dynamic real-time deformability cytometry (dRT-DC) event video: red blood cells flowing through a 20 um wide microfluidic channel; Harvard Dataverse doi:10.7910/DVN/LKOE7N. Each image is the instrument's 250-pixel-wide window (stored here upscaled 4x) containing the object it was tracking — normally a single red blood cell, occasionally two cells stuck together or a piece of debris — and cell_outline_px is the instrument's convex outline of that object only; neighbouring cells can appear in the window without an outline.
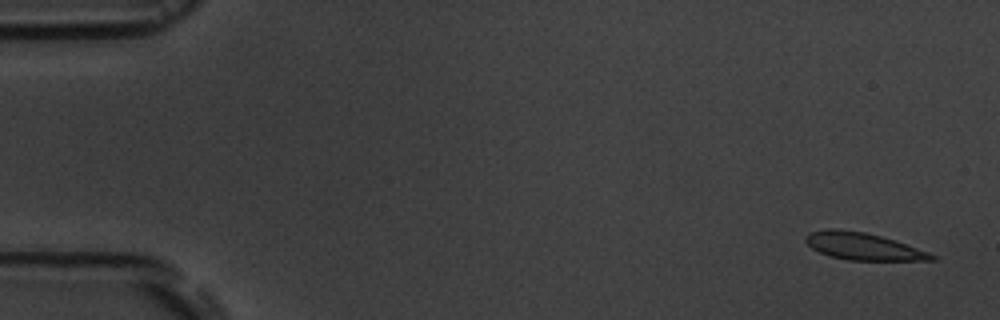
{"species": "common noctule bat (a hibernating species)", "species_latin": "Nyctalus noctula", "temperature_condition": "room temperature", "stored_images_in_passage": 5, "camera_frame_rate_fps": 3000, "um_per_image_px": 0.085, "animal": {"sex": "male", "body_mass_g": 19.5, "forearm_length_mm": 54.6}, "frame": {"image": 1, "passage_image": 1, "time_ms": 0.0, "image_size_px": [1000, 320], "cell_outline_px": [[936, 260], [848, 260], [828, 256], [812, 248], [804, 240], [804, 236], [812, 232], [828, 228], [836, 228], [864, 232], [896, 240], [928, 252], [936, 256]], "centroid_in_image_um": [73.34, 20.93], "position_along_channel_um": 11.7, "area_um2": 19.88}}
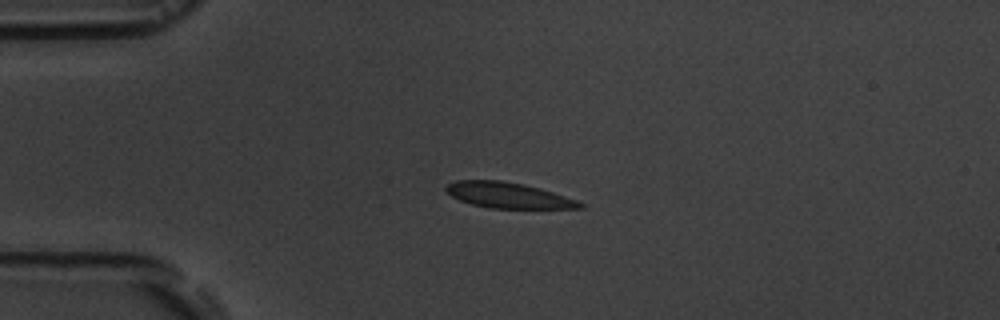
{"frame": {"image": 2, "passage_image": 4, "time_ms": 3.667, "image_size_px": [1000, 320], "cell_outline_px": [[584, 208], [488, 208], [472, 204], [460, 200], [452, 196], [444, 188], [448, 184], [456, 180], [500, 180], [524, 184], [540, 188], [576, 200], [584, 204]], "centroid_in_image_um": [43.18, 16.59], "position_along_channel_um": 41.8, "area_um2": 19.83}}